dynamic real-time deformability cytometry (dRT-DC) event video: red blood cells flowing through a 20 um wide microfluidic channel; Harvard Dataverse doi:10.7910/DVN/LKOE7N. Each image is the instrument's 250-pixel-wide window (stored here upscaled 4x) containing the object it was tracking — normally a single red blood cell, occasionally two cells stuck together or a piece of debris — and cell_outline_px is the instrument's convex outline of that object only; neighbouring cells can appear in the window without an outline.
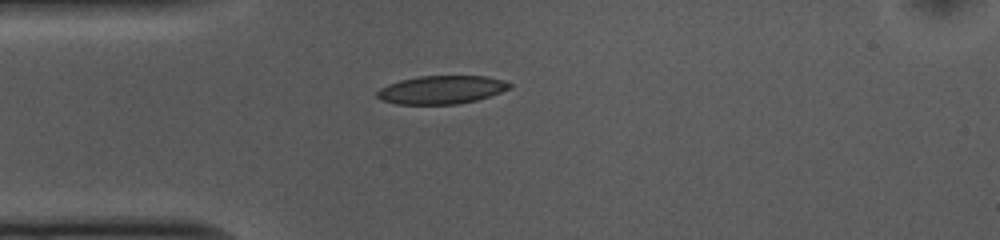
{"species": "common noctule bat (a hibernating species)", "species_latin": "Nyctalus noctula", "temperature_condition": "cold", "stored_images_in_passage": 41, "camera_frame_rate_fps": 3000, "um_per_image_px": 0.085, "animal": {"sex": "female", "body_mass_g": 10.0, "forearm_length_mm": 53.1}, "frame": {"image": 1, "passage_image": 1, "time_ms": 0.0, "image_size_px": [1000, 240], "cell_outline_px": [[512, 88], [476, 100], [456, 104], [396, 104], [380, 100], [376, 96], [376, 92], [380, 88], [388, 84], [400, 80], [420, 76], [484, 76], [504, 80], [512, 84]], "centroid_in_image_um": [37.5, 7.63], "position_along_channel_um": 47.5, "area_um2": 21.79}}
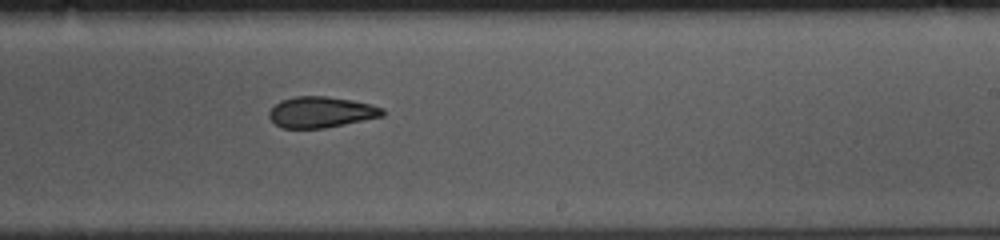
{"frame": {"image": 2, "passage_image": 19, "time_ms": 6.0, "image_size_px": [1000, 240], "cell_outline_px": [[384, 116], [324, 128], [284, 128], [276, 124], [268, 116], [268, 112], [280, 100], [296, 96], [328, 96], [352, 100], [372, 104], [384, 108]], "centroid_in_image_um": [27.31, 9.52], "position_along_channel_um": 261.7, "area_um2": 20.46}}
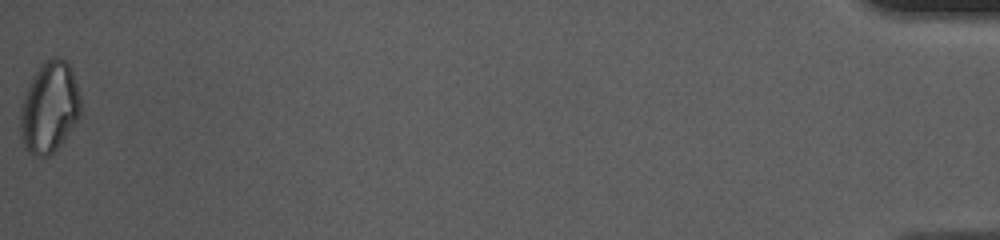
{"frame": {"image": 3, "passage_image": 41, "time_ms": 13.333, "image_size_px": [1000, 240], "cell_outline_px": [[80, 116], [60, 144], [48, 156], [32, 156], [24, 148], [20, 136], [20, 104], [32, 76], [40, 64], [44, 60], [56, 56], [60, 56], [68, 64], [72, 72], [80, 96]], "centroid_in_image_um": [4.16, 9.12], "position_along_channel_um": 431.0, "area_um2": 32.14}, "authors_computed_cell_mechanics": {"area_um2": 21.5594, "velocity_mm_per_s": 3.7045, "shape_relaxation_time_tau1_ms": 4.443, "shape_relaxation_time_tau2_ms": 5.7383, "deformation_change_tau1": 0.1198, "deformation_change_tau2": 0.1168}}